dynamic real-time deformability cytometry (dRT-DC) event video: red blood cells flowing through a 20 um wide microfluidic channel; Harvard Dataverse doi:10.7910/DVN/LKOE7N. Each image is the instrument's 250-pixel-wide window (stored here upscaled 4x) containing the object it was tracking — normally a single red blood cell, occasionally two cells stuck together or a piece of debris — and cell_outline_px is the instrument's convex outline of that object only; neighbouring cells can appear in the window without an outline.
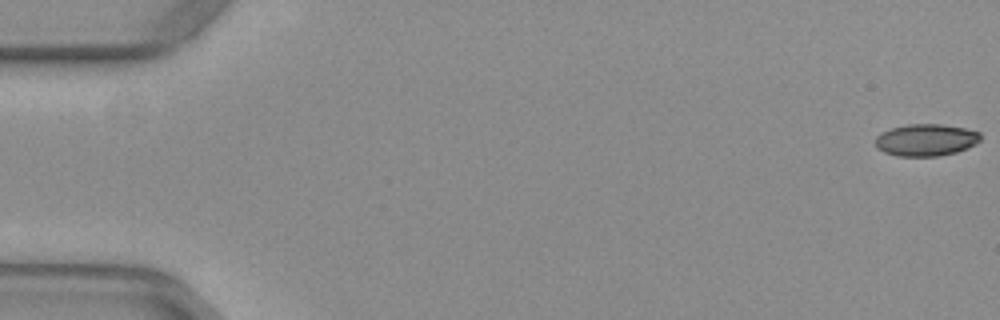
{"species": "common noctule bat (a hibernating species)", "species_latin": "Nyctalus noctula", "temperature_condition": "warm", "stored_images_in_passage": 12, "camera_frame_rate_fps": 3000, "um_per_image_px": 0.085, "animal": {"sex": "female", "body_mass_g": 29.2, "forearm_length_mm": 56.3}, "frame": {"image": 1, "passage_image": 1, "time_ms": 0.0, "image_size_px": [1000, 320], "cell_outline_px": [[980, 140], [976, 144], [968, 148], [956, 152], [936, 156], [896, 156], [884, 152], [876, 148], [876, 136], [880, 132], [892, 128], [908, 124], [940, 124], [964, 128], [980, 132]], "centroid_in_image_um": [78.69, 11.9], "position_along_channel_um": 6.3, "area_um2": 19.65}}